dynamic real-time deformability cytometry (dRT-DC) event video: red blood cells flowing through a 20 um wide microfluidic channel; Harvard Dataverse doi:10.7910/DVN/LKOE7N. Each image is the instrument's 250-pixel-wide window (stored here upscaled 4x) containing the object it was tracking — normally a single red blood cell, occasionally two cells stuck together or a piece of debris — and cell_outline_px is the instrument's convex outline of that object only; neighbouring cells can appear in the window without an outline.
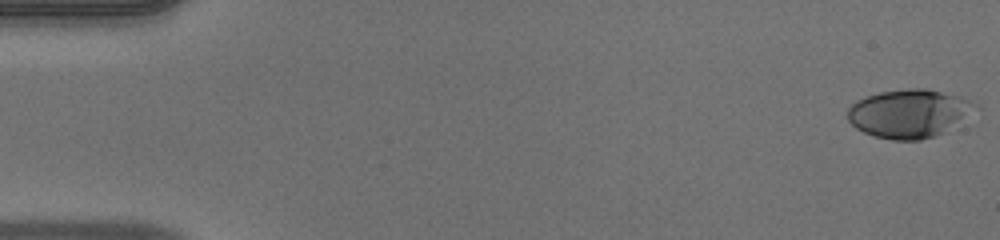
{"species": "human", "species_latin": "Homo sapiens", "temperature_condition": "warm", "stored_images_in_passage": 52, "camera_frame_rate_fps": 3000, "um_per_image_px": 0.085, "donor": {"sex": "male"}, "frame": {"image": 1, "passage_image": 1, "time_ms": 0.0, "image_size_px": [1000, 240], "cell_outline_px": [[980, 108], [944, 132], [920, 140], [892, 140], [876, 136], [864, 132], [856, 128], [848, 120], [848, 108], [856, 100], [880, 92], [908, 88], [924, 88], [940, 92], [968, 100], [976, 104]], "centroid_in_image_um": [77.25, 9.65], "position_along_channel_um": 7.7, "area_um2": 35.55}}
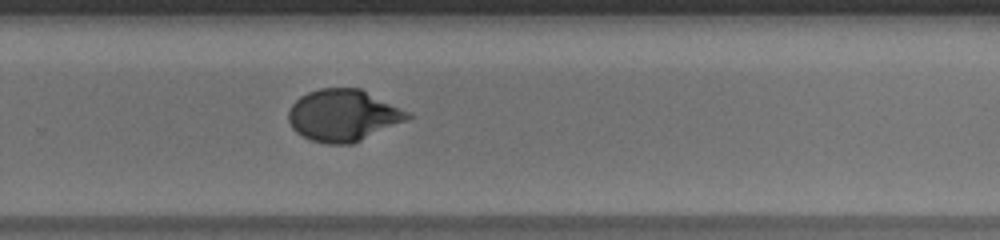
{"frame": {"image": 2, "passage_image": 35, "time_ms": 11.333, "image_size_px": [1000, 240], "cell_outline_px": [[412, 116], [408, 120], [352, 144], [328, 144], [312, 140], [296, 132], [292, 128], [288, 120], [288, 112], [292, 104], [300, 96], [308, 92], [320, 88], [360, 88], [412, 112]], "centroid_in_image_um": [29.2, 9.8], "position_along_channel_um": 300.6, "area_um2": 36.13}}
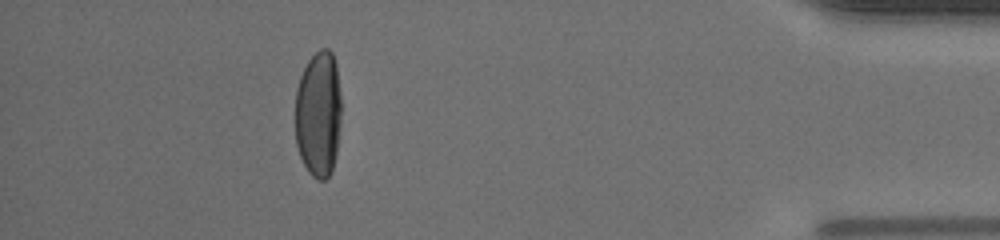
{"frame": {"image": 3, "passage_image": 47, "time_ms": 15.333, "image_size_px": [1000, 240], "cell_outline_px": [[340, 124], [336, 152], [332, 172], [324, 180], [316, 180], [308, 172], [300, 156], [296, 144], [296, 88], [300, 76], [308, 60], [320, 48], [328, 48], [332, 52], [336, 64], [340, 92]], "centroid_in_image_um": [27.06, 9.69], "position_along_channel_um": 408.1, "area_um2": 34.1}, "authors_computed_cell_mechanics": {"area_um2": 34.9979, "velocity_mm_per_s": 3.9772, "shape_relaxation_time_tau1_ms": 4.8594, "shape_relaxation_time_tau2_ms": null, "deformation_change_tau1": 0.226, "deformation_change_tau2": null}}